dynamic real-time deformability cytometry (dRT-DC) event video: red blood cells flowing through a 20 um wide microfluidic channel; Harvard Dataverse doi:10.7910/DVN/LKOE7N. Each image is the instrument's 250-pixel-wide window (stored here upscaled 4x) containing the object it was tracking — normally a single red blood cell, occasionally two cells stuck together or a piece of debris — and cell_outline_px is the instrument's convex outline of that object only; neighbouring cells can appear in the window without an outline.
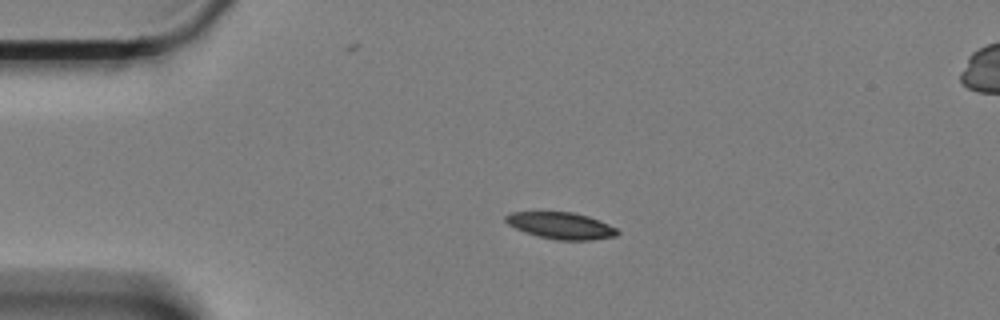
{"species": "Egyptian fruit bat (a non-hibernating species)", "species_latin": "Rousettus aegyptiacus", "temperature_condition": "cold", "stored_images_in_passage": 48, "camera_frame_rate_fps": 3000, "um_per_image_px": 0.085, "animal": {"sex": "female"}, "frame": {"image": 1, "passage_image": 1, "time_ms": 0.0, "image_size_px": [1000, 320], "cell_outline_px": [[620, 232], [616, 236], [592, 240], [556, 240], [524, 232], [508, 224], [504, 220], [504, 216], [512, 212], [572, 212], [588, 216], [600, 220], [616, 228]], "centroid_in_image_um": [47.69, 19.18], "position_along_channel_um": 37.3, "area_um2": 17.34}}
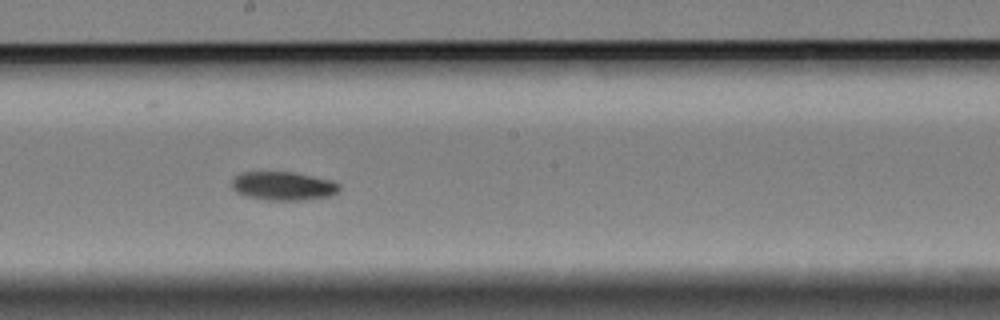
{"frame": {"image": 2, "passage_image": 21, "time_ms": 6.667, "image_size_px": [1000, 320], "cell_outline_px": [[340, 192], [332, 196], [304, 200], [268, 200], [248, 196], [236, 192], [232, 188], [232, 180], [240, 172], [296, 172], [332, 180], [340, 184]], "centroid_in_image_um": [24.13, 15.8], "position_along_channel_um": 224.1, "area_um2": 18.15}}
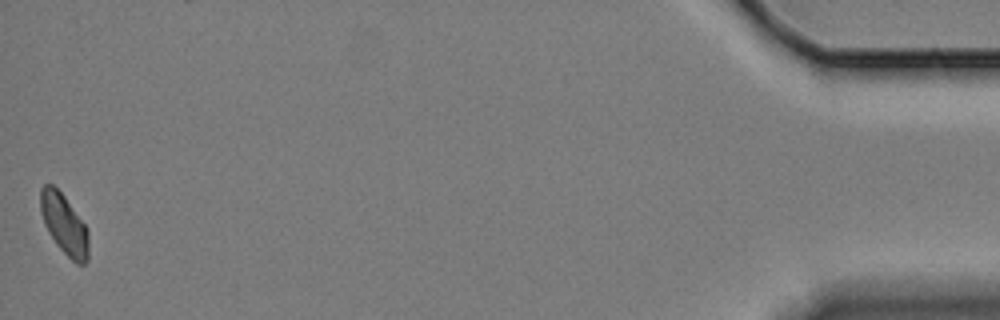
{"frame": {"image": 3, "passage_image": 48, "time_ms": 15.667, "image_size_px": [1000, 320], "cell_outline_px": [[88, 260], [84, 264], [76, 264], [56, 244], [48, 232], [44, 224], [40, 212], [40, 188], [44, 184], [52, 184], [64, 196], [84, 224], [88, 232]], "centroid_in_image_um": [5.43, 19.06], "position_along_channel_um": 429.8, "area_um2": 16.76}, "authors_computed_cell_mechanics": {"area_um2": 17.918, "velocity_mm_per_s": 3.2987, "shape_relaxation_time_tau1_ms": 2.5514, "shape_relaxation_time_tau2_ms": null, "deformation_change_tau1": 0.0986, "deformation_change_tau2": null}}